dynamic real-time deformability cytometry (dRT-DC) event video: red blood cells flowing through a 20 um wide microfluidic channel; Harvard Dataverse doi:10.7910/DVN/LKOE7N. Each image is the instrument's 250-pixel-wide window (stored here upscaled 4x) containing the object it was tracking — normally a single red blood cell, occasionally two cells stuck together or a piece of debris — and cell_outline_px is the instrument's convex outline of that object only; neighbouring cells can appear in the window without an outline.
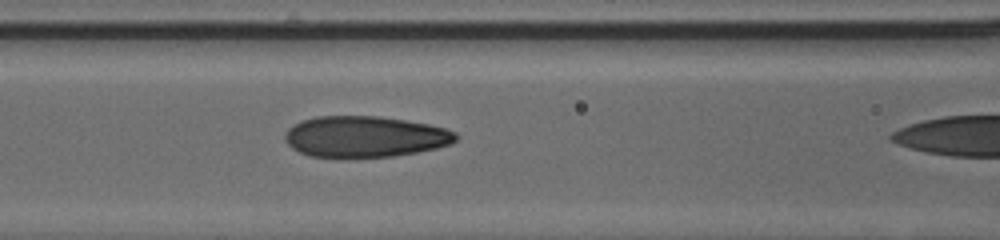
{"species": "human", "species_latin": "Homo sapiens", "temperature_condition": "cold", "stored_images_in_passage": 23, "camera_frame_rate_fps": 3000, "um_per_image_px": 0.085, "donor": {"sex": "male"}, "frame": {"image": 1, "passage_image": 22, "time_ms": 7.0, "image_size_px": [1000, 240], "cell_outline_px": [[460, 136], [452, 144], [436, 148], [416, 152], [392, 156], [344, 160], [308, 156], [292, 148], [284, 140], [284, 136], [288, 128], [300, 120], [316, 116], [380, 116], [428, 124], [444, 128], [456, 132]], "centroid_in_image_um": [30.98, 11.65], "position_along_channel_um": 135.6, "area_um2": 41.96}}